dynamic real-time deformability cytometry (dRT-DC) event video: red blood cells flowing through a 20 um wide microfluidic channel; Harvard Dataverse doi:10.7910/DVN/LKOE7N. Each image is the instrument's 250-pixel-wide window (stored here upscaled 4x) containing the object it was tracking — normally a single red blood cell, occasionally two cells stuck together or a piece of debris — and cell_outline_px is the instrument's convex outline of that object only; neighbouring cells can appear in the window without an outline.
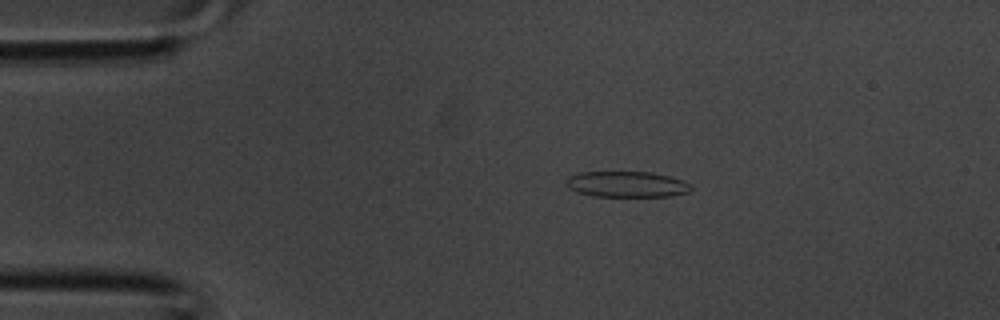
{"species": "common noctule bat (a hibernating species)", "species_latin": "Nyctalus noctula", "temperature_condition": "room temperature", "stored_images_in_passage": 36, "camera_frame_rate_fps": 3000, "um_per_image_px": 0.085, "animal": {"sex": "male", "body_mass_g": 20.1, "forearm_length_mm": 53.5}, "frame": {"image": 1, "passage_image": 6, "time_ms": 1.667, "image_size_px": [1000, 320], "cell_outline_px": [[692, 188], [688, 192], [672, 196], [592, 196], [576, 192], [568, 188], [564, 180], [568, 176], [576, 172], [652, 172], [668, 176], [692, 184]], "centroid_in_image_um": [53.21, 15.66], "position_along_channel_um": 31.8, "area_um2": 18.96}}
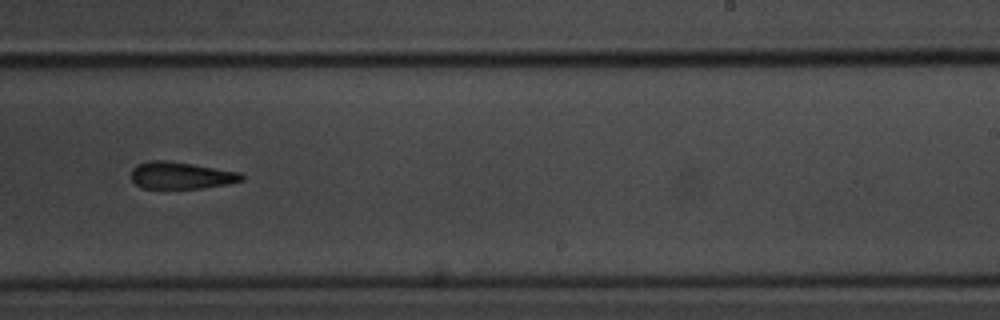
{"frame": {"image": 2, "passage_image": 22, "time_ms": 7.0, "image_size_px": [1000, 320], "cell_outline_px": [[244, 180], [228, 184], [200, 188], [144, 188], [136, 184], [132, 180], [132, 168], [136, 164], [148, 160], [164, 160], [192, 164], [240, 172], [244, 176]], "centroid_in_image_um": [15.38, 14.9], "position_along_channel_um": 273.6, "area_um2": 17.34}}
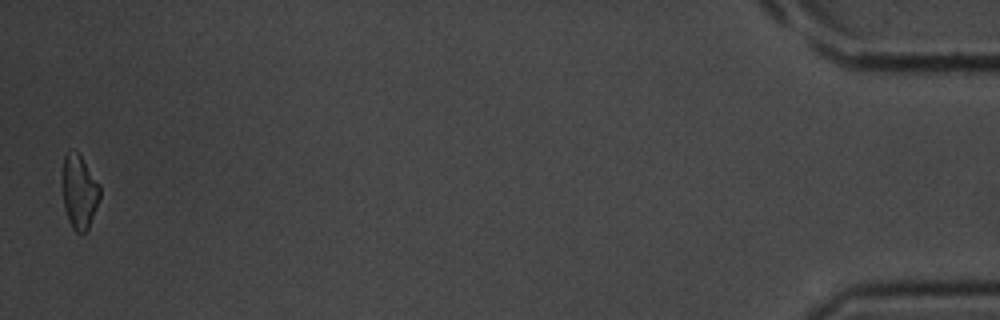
{"frame": {"image": 3, "passage_image": 36, "time_ms": 11.667, "image_size_px": [1000, 320], "cell_outline_px": [[100, 196], [88, 228], [84, 232], [76, 232], [72, 228], [68, 220], [64, 208], [60, 180], [64, 156], [68, 152], [76, 152], [80, 156], [100, 184]], "centroid_in_image_um": [6.69, 16.3], "position_along_channel_um": 428.5, "area_um2": 16.24}}